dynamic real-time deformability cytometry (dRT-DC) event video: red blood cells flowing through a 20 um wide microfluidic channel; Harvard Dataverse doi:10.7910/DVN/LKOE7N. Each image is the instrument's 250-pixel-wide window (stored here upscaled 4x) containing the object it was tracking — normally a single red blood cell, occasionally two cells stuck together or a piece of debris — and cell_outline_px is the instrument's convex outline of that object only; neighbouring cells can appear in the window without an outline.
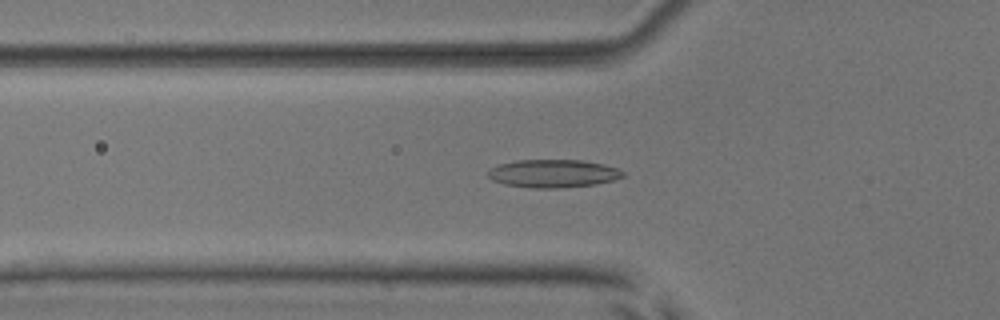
{"species": "common noctule bat (a hibernating species)", "species_latin": "Nyctalus noctula", "temperature_condition": "room temperature", "stored_images_in_passage": 53, "camera_frame_rate_fps": 3000, "um_per_image_px": 0.085, "animal": {"sex": "male", "body_mass_g": 17.9, "forearm_length_mm": 54.2}, "frame": {"image": 1, "passage_image": 19, "time_ms": 6.0, "image_size_px": [1000, 320], "cell_outline_px": [[624, 176], [612, 180], [596, 184], [556, 188], [532, 188], [504, 184], [492, 180], [488, 176], [488, 172], [496, 164], [516, 160], [584, 160], [604, 164], [620, 168], [624, 172]], "centroid_in_image_um": [47.02, 14.74], "position_along_channel_um": 78.8, "area_um2": 22.14}}
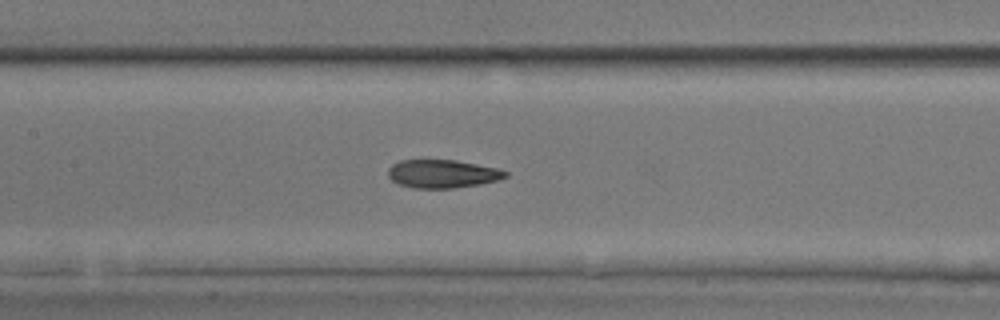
{"frame": {"image": 2, "passage_image": 26, "time_ms": 8.333, "image_size_px": [1000, 320], "cell_outline_px": [[508, 176], [500, 180], [480, 184], [452, 188], [416, 188], [400, 184], [392, 180], [388, 176], [388, 168], [392, 164], [400, 160], [456, 160], [496, 168], [508, 172]], "centroid_in_image_um": [37.62, 14.77], "position_along_channel_um": 169.8, "area_um2": 19.25}}
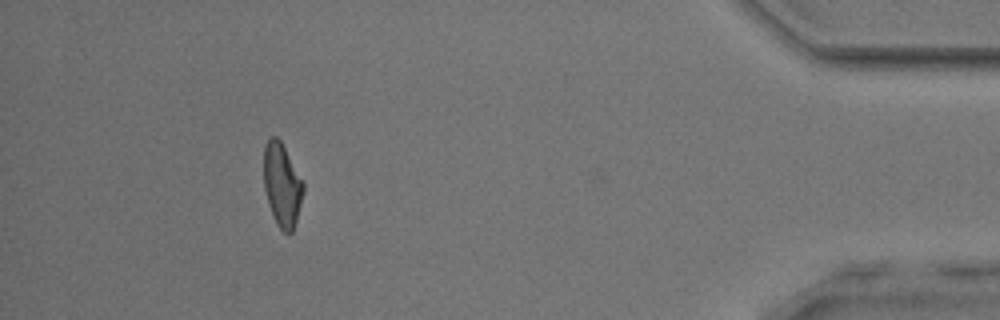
{"frame": {"image": 3, "passage_image": 49, "time_ms": 16.0, "image_size_px": [1000, 320], "cell_outline_px": [[304, 192], [296, 220], [292, 232], [284, 232], [276, 224], [272, 216], [268, 204], [264, 188], [264, 144], [272, 136], [276, 136], [280, 140], [304, 184]], "centroid_in_image_um": [23.96, 15.73], "position_along_channel_um": 411.2, "area_um2": 19.02}, "authors_computed_cell_mechanics": {"area_um2": 19.8832, "velocity_mm_per_s": 3.8857, "shape_relaxation_time_tau1_ms": 9.3405, "shape_relaxation_time_tau2_ms": 2.6693, "deformation_change_tau1": 0.2067, "deformation_change_tau2": 0.103}}